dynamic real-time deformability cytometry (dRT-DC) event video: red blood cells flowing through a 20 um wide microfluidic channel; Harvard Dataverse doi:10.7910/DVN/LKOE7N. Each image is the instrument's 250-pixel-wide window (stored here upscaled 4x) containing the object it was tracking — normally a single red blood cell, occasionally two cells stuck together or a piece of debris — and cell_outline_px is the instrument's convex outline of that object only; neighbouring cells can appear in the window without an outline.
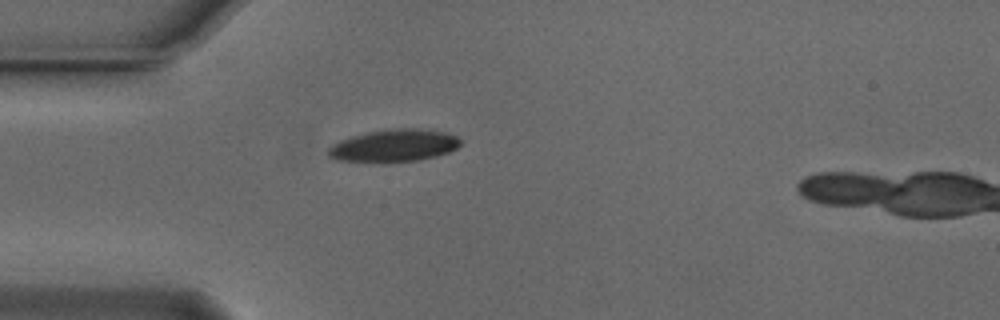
{"species": "Egyptian fruit bat (a non-hibernating species)", "species_latin": "Rousettus aegyptiacus", "temperature_condition": "cold", "stored_images_in_passage": 38, "camera_frame_rate_fps": 3000, "um_per_image_px": 0.085, "animal": {"sex": "male"}, "frame": {"image": 1, "passage_image": 1, "time_ms": 0.0, "image_size_px": [1000, 320], "cell_outline_px": [[460, 144], [456, 148], [448, 152], [436, 156], [420, 160], [388, 164], [384, 164], [336, 160], [328, 156], [328, 148], [332, 144], [340, 140], [352, 136], [368, 132], [392, 128], [416, 128], [444, 132], [456, 136], [460, 140]], "centroid_in_image_um": [33.44, 12.41], "position_along_channel_um": 51.6, "area_um2": 25.49}}
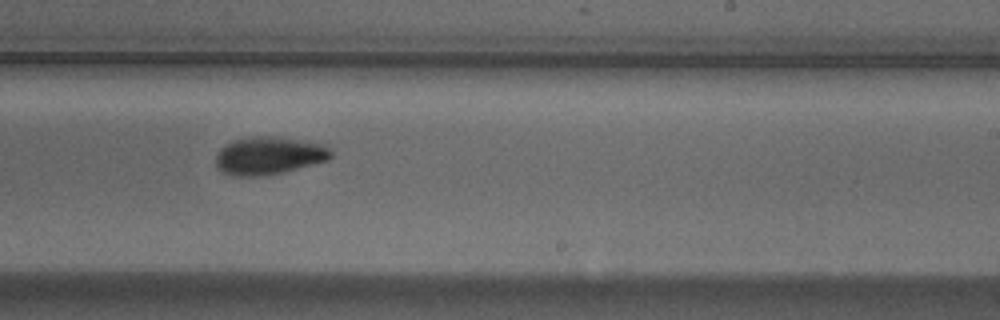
{"frame": {"image": 2, "passage_image": 19, "time_ms": 6.0, "image_size_px": [1000, 320], "cell_outline_px": [[332, 156], [328, 160], [284, 172], [264, 176], [232, 176], [216, 168], [216, 156], [220, 148], [232, 140], [252, 136], [268, 136], [300, 140], [324, 144], [332, 152]], "centroid_in_image_um": [22.83, 13.24], "position_along_channel_um": 266.2, "area_um2": 25.43}}
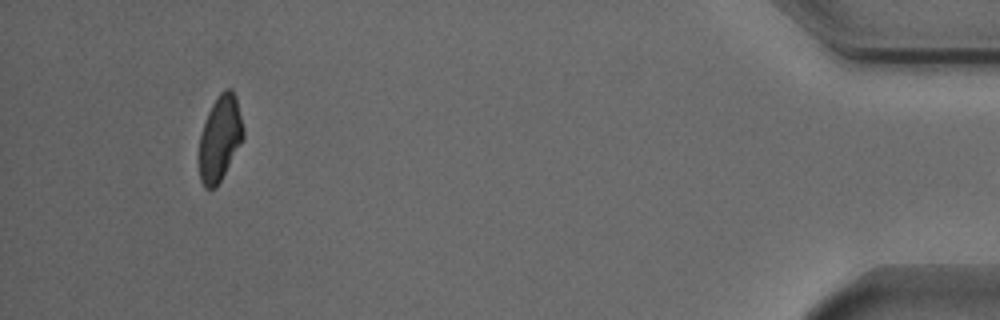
{"frame": {"image": 3, "passage_image": 37, "time_ms": 12.0, "image_size_px": [1000, 320], "cell_outline_px": [[244, 140], [216, 188], [204, 188], [200, 180], [200, 136], [208, 112], [216, 96], [224, 88], [232, 88], [236, 96], [244, 128]], "centroid_in_image_um": [18.72, 11.73], "position_along_channel_um": 416.5, "area_um2": 22.08}}